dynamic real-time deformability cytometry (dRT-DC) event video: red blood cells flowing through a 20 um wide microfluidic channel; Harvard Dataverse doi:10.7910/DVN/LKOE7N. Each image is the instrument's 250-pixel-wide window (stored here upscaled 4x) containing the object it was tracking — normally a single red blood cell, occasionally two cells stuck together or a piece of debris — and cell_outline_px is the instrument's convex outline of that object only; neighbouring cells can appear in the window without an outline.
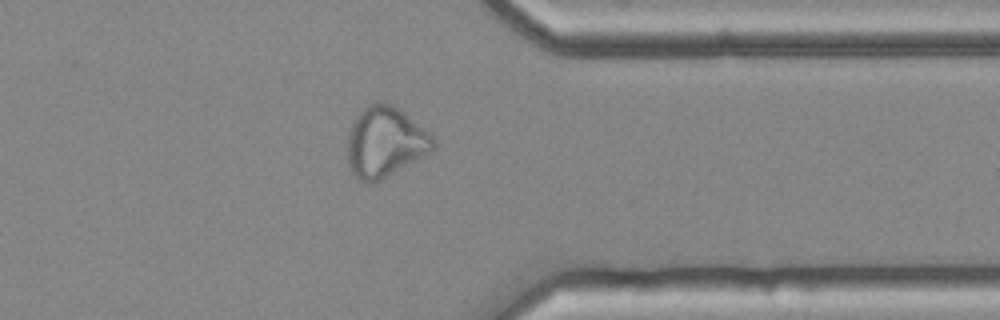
{"species": "common noctule bat (a hibernating species)", "species_latin": "Nyctalus noctula", "temperature_condition": "cold", "stored_images_in_passage": 40, "camera_frame_rate_fps": 3000, "um_per_image_px": 0.085, "animal": {"sex": "female", "body_mass_g": 25.1}, "frame": {"image": 1, "passage_image": 29, "time_ms": 9.333, "image_size_px": [1000, 320], "cell_outline_px": [[436, 144], [432, 152], [380, 180], [360, 180], [352, 172], [348, 164], [348, 132], [356, 116], [368, 104], [376, 100], [392, 104], [404, 112], [428, 132], [432, 136]], "centroid_in_image_um": [32.74, 12.04], "position_along_channel_um": 378.7, "area_um2": 34.85}}